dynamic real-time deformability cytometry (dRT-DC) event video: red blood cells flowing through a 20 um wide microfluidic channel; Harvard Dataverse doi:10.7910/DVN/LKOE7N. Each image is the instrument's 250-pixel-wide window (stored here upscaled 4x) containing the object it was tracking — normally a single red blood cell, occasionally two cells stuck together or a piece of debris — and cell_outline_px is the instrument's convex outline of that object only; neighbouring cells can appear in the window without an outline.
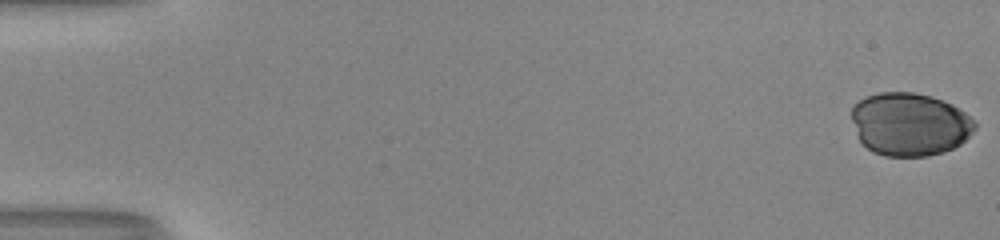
{"species": "human", "species_latin": "Homo sapiens", "temperature_condition": "room temperature", "stored_images_in_passage": 53, "camera_frame_rate_fps": 3000, "um_per_image_px": 0.085, "donor": {"sex": "male"}, "frame": {"image": 1, "passage_image": 1, "time_ms": 0.0, "image_size_px": [1000, 240], "cell_outline_px": [[976, 128], [960, 144], [944, 152], [928, 156], [884, 156], [872, 152], [860, 140], [856, 132], [852, 120], [852, 108], [864, 96], [880, 92], [912, 92], [932, 96], [952, 104], [964, 112], [976, 124]], "centroid_in_image_um": [77.31, 10.56], "position_along_channel_um": 7.7, "area_um2": 45.2}}
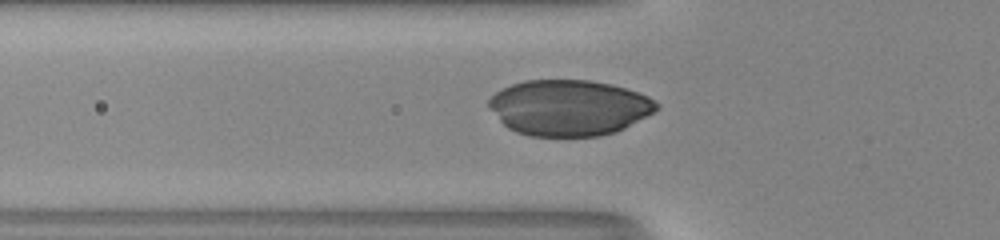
{"frame": {"image": 2, "passage_image": 20, "time_ms": 6.333, "image_size_px": [1000, 240], "cell_outline_px": [[660, 108], [624, 128], [616, 132], [600, 136], [528, 136], [516, 132], [508, 128], [488, 108], [488, 100], [496, 92], [512, 84], [524, 80], [588, 80], [612, 84], [648, 96], [660, 104]], "centroid_in_image_um": [48.36, 9.15], "position_along_channel_um": 77.4, "area_um2": 54.51}}
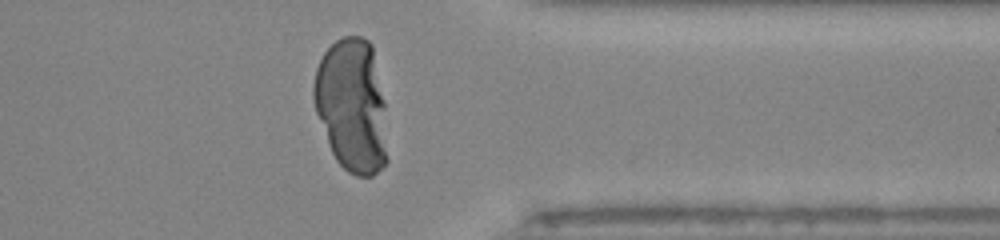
{"frame": {"image": 3, "passage_image": 43, "time_ms": 14.0, "image_size_px": [1000, 240], "cell_outline_px": [[388, 160], [372, 176], [356, 176], [348, 172], [336, 160], [332, 152], [316, 112], [312, 96], [312, 88], [316, 68], [324, 52], [336, 40], [344, 36], [360, 36], [368, 40], [372, 44], [384, 100]], "centroid_in_image_um": [29.91, 8.96], "position_along_channel_um": 381.5, "area_um2": 57.51}}